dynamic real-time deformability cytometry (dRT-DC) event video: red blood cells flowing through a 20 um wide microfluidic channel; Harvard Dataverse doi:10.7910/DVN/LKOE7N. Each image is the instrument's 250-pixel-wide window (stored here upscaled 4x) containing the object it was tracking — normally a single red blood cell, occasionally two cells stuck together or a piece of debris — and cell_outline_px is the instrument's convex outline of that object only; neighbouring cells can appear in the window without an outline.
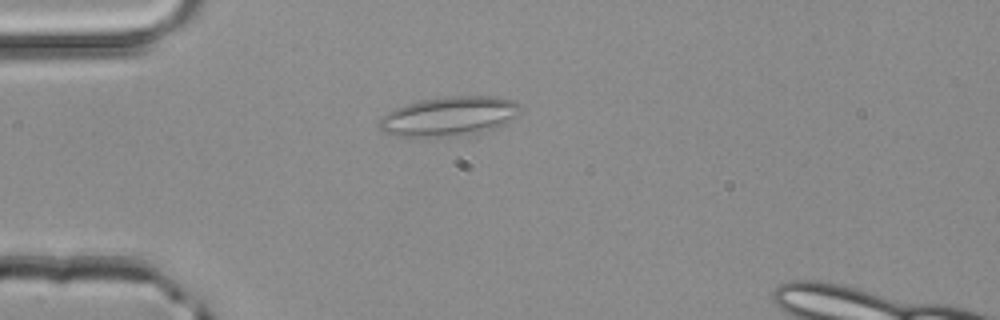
{"species": "common noctule bat (a hibernating species)", "species_latin": "Nyctalus noctula", "temperature_condition": "room temperature", "stored_images_in_passage": 1, "camera_frame_rate_fps": 3000, "um_per_image_px": 0.085, "animal": {"sex": "male", "body_mass_g": 20.4}, "frame": {"image": 1, "passage_image": 1, "time_ms": 0.0, "image_size_px": [1000, 320], "cell_outline_px": [[520, 112], [504, 124], [480, 132], [460, 136], [396, 136], [384, 132], [380, 128], [380, 120], [388, 112], [396, 108], [420, 100], [448, 96], [492, 96], [512, 100], [520, 104]], "centroid_in_image_um": [38.19, 9.88], "position_along_channel_um": 46.8, "area_um2": 31.96}}